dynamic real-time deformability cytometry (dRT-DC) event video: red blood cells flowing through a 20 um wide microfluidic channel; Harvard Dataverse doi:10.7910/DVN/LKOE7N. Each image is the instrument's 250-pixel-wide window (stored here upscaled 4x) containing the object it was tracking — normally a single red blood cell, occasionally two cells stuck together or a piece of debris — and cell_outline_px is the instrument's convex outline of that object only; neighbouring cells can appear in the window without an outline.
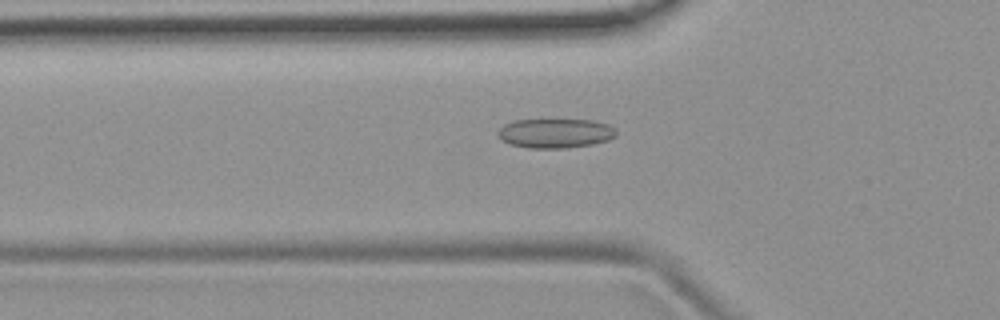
{"species": "common noctule bat (a hibernating species)", "species_latin": "Nyctalus noctula", "temperature_condition": "room temperature", "stored_images_in_passage": 46, "camera_frame_rate_fps": 3000, "um_per_image_px": 0.085, "animal": {"sex": "female", "body_mass_g": 19.9}, "frame": {"image": 1, "passage_image": 12, "time_ms": 3.667, "image_size_px": [1000, 320], "cell_outline_px": [[616, 136], [608, 140], [592, 144], [564, 148], [528, 148], [508, 144], [496, 132], [504, 124], [516, 120], [592, 120], [608, 124], [616, 128]], "centroid_in_image_um": [47.22, 11.33], "position_along_channel_um": 78.6, "area_um2": 20.23}}
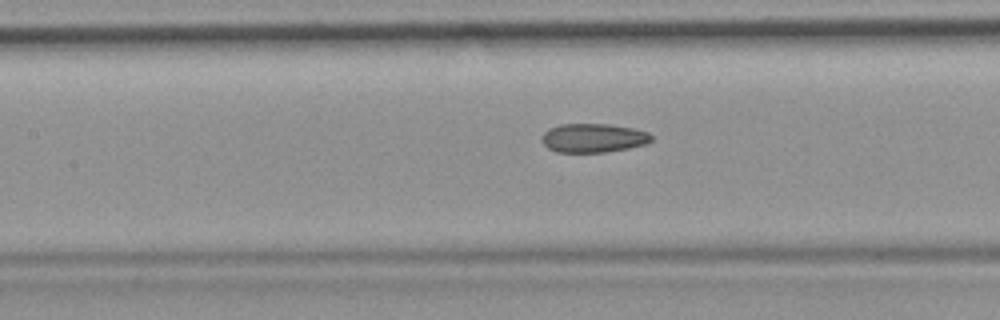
{"frame": {"image": 2, "passage_image": 18, "time_ms": 5.667, "image_size_px": [1000, 320], "cell_outline_px": [[652, 140], [648, 144], [628, 148], [604, 152], [556, 152], [548, 148], [540, 140], [540, 136], [544, 132], [560, 124], [608, 124], [632, 128], [648, 132], [652, 136]], "centroid_in_image_um": [50.43, 11.73], "position_along_channel_um": 157.0, "area_um2": 18.5}}
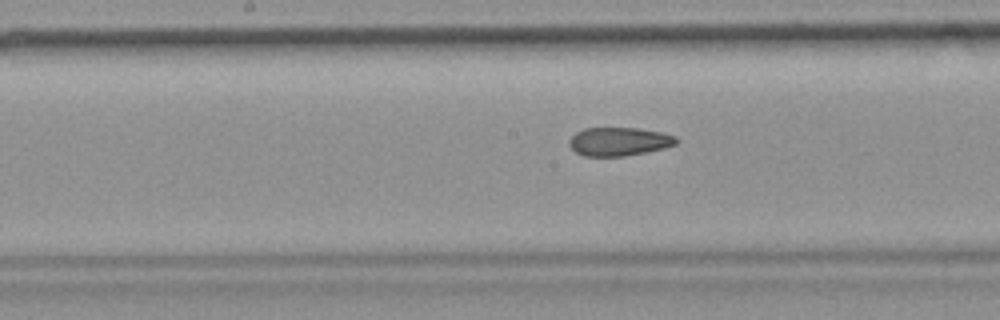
{"frame": {"image": 3, "passage_image": 21, "time_ms": 6.667, "image_size_px": [1000, 320], "cell_outline_px": [[680, 140], [676, 144], [664, 148], [624, 156], [584, 156], [576, 152], [568, 144], [568, 140], [576, 132], [584, 128], [640, 128], [660, 132], [676, 136]], "centroid_in_image_um": [52.62, 12.02], "position_along_channel_um": 195.6, "area_um2": 17.8}, "authors_computed_cell_mechanics": {"area_um2": 18.6694, "velocity_mm_per_s": 3.8796, "shape_relaxation_time_tau1_ms": null, "shape_relaxation_time_tau2_ms": 3.3988, "deformation_change_tau1": null, "deformation_change_tau2": 0.0906}}